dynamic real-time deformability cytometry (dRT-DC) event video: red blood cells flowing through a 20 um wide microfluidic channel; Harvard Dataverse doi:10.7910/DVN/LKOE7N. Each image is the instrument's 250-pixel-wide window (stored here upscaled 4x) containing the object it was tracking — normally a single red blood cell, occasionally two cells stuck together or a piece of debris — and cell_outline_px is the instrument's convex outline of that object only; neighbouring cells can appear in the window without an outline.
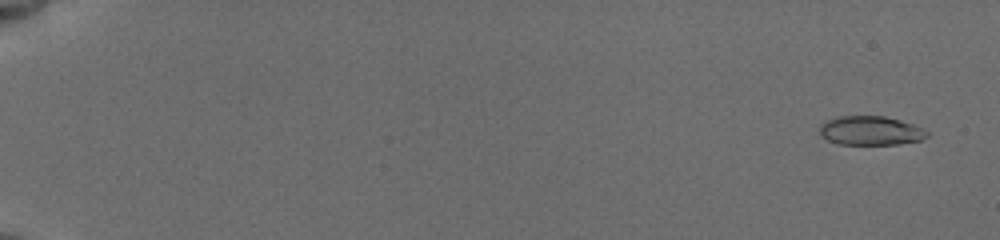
{"species": "common noctule bat (a hibernating species)", "species_latin": "Nyctalus noctula", "temperature_condition": "cold", "stored_images_in_passage": 48, "camera_frame_rate_fps": 3000, "um_per_image_px": 0.085, "animal": {"sex": "female", "body_mass_g": 19.5, "forearm_length_mm": 54.1}, "frame": {"image": 1, "passage_image": 2, "time_ms": 0.333, "image_size_px": [1000, 240], "cell_outline_px": [[928, 136], [920, 140], [896, 144], [840, 144], [828, 140], [820, 136], [820, 124], [836, 116], [884, 116], [900, 120], [912, 124], [928, 132]], "centroid_in_image_um": [73.96, 11.1], "position_along_channel_um": 11.0, "area_um2": 18.03}}
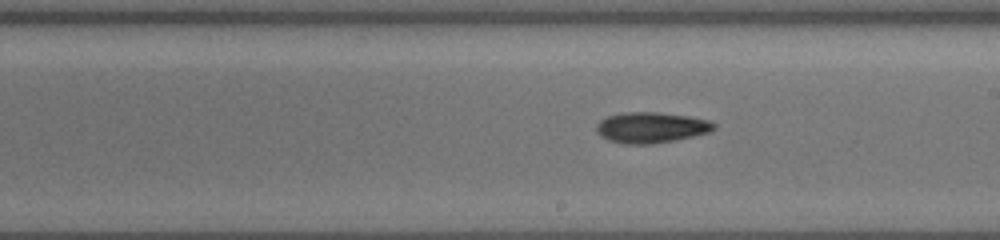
{"frame": {"image": 2, "passage_image": 30, "time_ms": 11.0, "image_size_px": [1000, 240], "cell_outline_px": [[716, 128], [708, 132], [676, 140], [652, 144], [624, 144], [608, 140], [600, 136], [596, 132], [596, 124], [600, 120], [608, 116], [624, 112], [660, 112], [688, 116], [708, 120], [716, 124]], "centroid_in_image_um": [55.32, 10.84], "position_along_channel_um": 233.7, "area_um2": 21.15}}
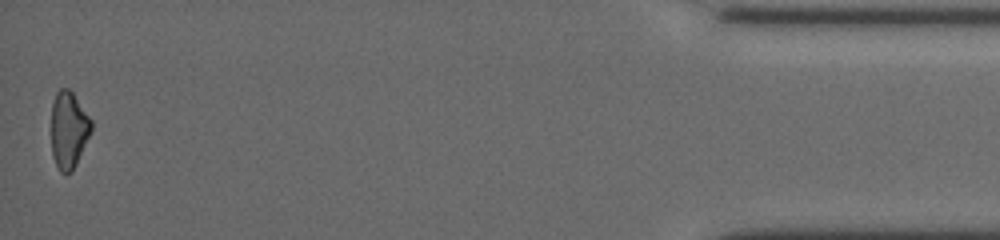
{"frame": {"image": 3, "passage_image": 48, "time_ms": 18.0, "image_size_px": [1000, 240], "cell_outline_px": [[92, 132], [72, 172], [60, 172], [52, 156], [52, 104], [56, 92], [60, 88], [68, 88], [72, 92], [92, 120]], "centroid_in_image_um": [5.85, 11.03], "position_along_channel_um": 429.4, "area_um2": 17.92}, "authors_computed_cell_mechanics": {"area_um2": 18.9295, "velocity_mm_per_s": 3.8487, "shape_relaxation_time_tau1_ms": 3.2531, "shape_relaxation_time_tau2_ms": null, "deformation_change_tau1": 0.1342, "deformation_change_tau2": null}}